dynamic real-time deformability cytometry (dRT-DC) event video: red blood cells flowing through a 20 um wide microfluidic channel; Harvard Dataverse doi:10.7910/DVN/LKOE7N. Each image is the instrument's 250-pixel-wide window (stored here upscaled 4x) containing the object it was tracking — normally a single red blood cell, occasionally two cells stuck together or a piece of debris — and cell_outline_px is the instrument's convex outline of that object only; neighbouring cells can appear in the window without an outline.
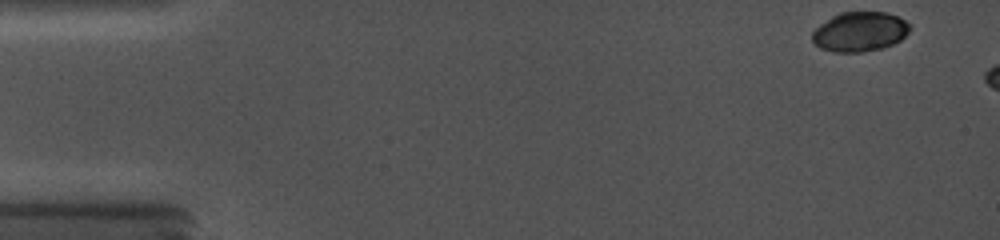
{"species": "common noctule bat (a hibernating species)", "species_latin": "Nyctalus noctula", "temperature_condition": "cold", "stored_images_in_passage": 7, "camera_frame_rate_fps": 5000, "um_per_image_px": 0.085, "animal": {"sex": "female", "body_mass_g": 19.0, "forearm_length_mm": 56.7}, "frame": {"image": 1, "passage_image": 1, "time_ms": 0.0, "image_size_px": [1000, 240], "cell_outline_px": [[912, 24], [908, 32], [900, 40], [892, 44], [880, 48], [860, 52], [832, 52], [820, 48], [812, 40], [812, 32], [820, 24], [832, 16], [840, 12], [884, 12], [896, 16]], "centroid_in_image_um": [73.07, 2.69], "position_along_channel_um": 11.9, "area_um2": 22.43}}